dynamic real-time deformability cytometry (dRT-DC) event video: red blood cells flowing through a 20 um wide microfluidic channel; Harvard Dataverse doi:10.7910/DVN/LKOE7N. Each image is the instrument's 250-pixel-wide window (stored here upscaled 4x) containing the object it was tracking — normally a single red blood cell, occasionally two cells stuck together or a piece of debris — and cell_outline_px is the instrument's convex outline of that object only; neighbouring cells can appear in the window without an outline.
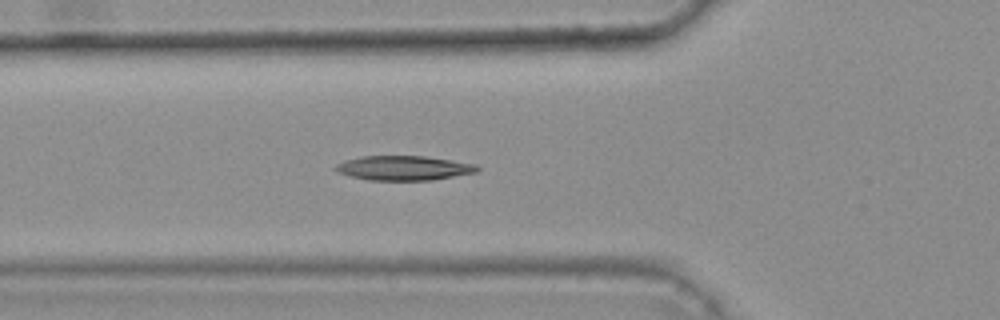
{"species": "common noctule bat (a hibernating species)", "species_latin": "Nyctalus noctula", "temperature_condition": "warm", "stored_images_in_passage": 42, "camera_frame_rate_fps": 3000, "um_per_image_px": 0.085, "animal": {"sex": "female", "body_mass_g": 25.1}, "frame": {"image": 1, "passage_image": 19, "time_ms": 6.0, "image_size_px": [1000, 320], "cell_outline_px": [[480, 168], [476, 172], [432, 180], [368, 180], [336, 172], [332, 168], [336, 164], [344, 160], [360, 156], [424, 156], [476, 164]], "centroid_in_image_um": [34.26, 14.28], "position_along_channel_um": 91.5, "area_um2": 20.23}, "authors_computed_cell_mechanics": {"area_um2": 19.9699, "velocity_mm_per_s": 3.7026, "shape_relaxation_time_tau1_ms": 7.7785, "shape_relaxation_time_tau2_ms": 8.3644, "deformation_change_tau1": 0.2063, "deformation_change_tau2": 0.1531}}